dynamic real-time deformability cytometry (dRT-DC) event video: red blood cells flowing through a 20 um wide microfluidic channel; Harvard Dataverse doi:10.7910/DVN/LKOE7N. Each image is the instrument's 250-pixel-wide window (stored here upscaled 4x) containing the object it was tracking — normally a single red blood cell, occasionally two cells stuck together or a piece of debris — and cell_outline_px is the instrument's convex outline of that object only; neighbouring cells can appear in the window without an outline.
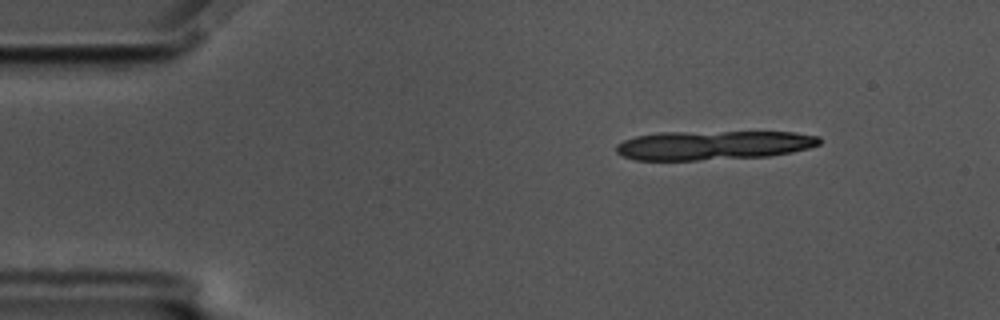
{"species": "common noctule bat (a hibernating species)", "species_latin": "Nyctalus noctula", "temperature_condition": "cold", "stored_images_in_passage": 15, "camera_frame_rate_fps": 3000, "um_per_image_px": 0.085, "animal": {"sex": "male", "body_mass_g": 17.5, "forearm_length_mm": 52.3}, "frame": {"image": 1, "passage_image": 5, "time_ms": 1.333, "image_size_px": [1000, 320], "cell_outline_px": [[820, 144], [808, 148], [792, 152], [768, 156], [696, 160], [636, 160], [624, 156], [616, 152], [616, 144], [624, 140], [636, 136], [660, 132], [792, 132], [820, 136]], "centroid_in_image_um": [60.62, 12.34], "position_along_channel_um": 24.4, "area_um2": 34.45}}